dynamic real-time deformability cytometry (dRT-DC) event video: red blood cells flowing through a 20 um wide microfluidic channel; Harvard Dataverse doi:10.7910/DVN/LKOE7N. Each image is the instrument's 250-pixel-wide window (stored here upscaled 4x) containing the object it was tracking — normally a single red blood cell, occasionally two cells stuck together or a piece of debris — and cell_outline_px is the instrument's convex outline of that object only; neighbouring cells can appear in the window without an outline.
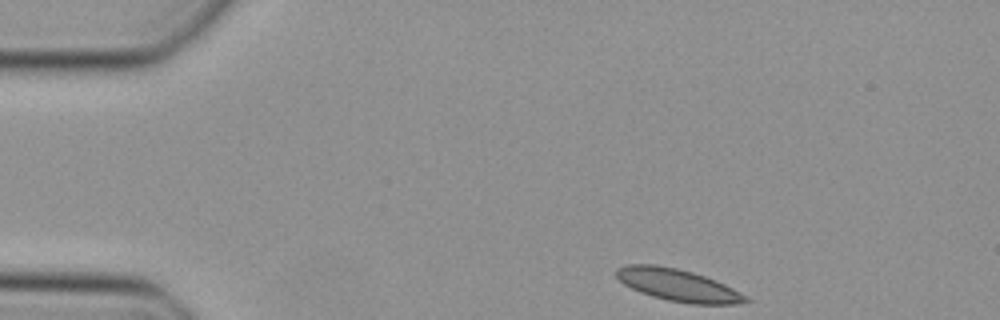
{"species": "Egyptian fruit bat (a non-hibernating species)", "species_latin": "Rousettus aegyptiacus", "temperature_condition": "cold", "stored_images_in_passage": 42, "camera_frame_rate_fps": 3000, "um_per_image_px": 0.085, "animal": {"sex": "female"}, "frame": {"image": 1, "passage_image": 1, "time_ms": 0.0, "image_size_px": [1000, 320], "cell_outline_px": [[752, 300], [736, 304], [688, 304], [668, 300], [652, 296], [640, 292], [624, 284], [616, 276], [616, 268], [628, 264], [656, 264], [676, 268], [692, 272], [716, 280], [748, 296]], "centroid_in_image_um": [57.63, 24.23], "position_along_channel_um": 27.4, "area_um2": 24.22}}
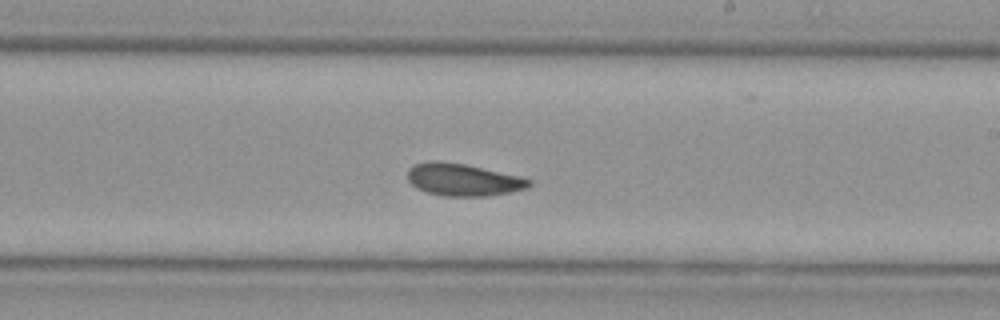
{"frame": {"image": 2, "passage_image": 22, "time_ms": 7.0, "image_size_px": [1000, 320], "cell_outline_px": [[532, 184], [528, 188], [488, 196], [444, 196], [428, 192], [416, 188], [408, 180], [408, 168], [412, 164], [428, 160], [436, 160], [464, 164], [520, 176], [532, 180]], "centroid_in_image_um": [39.34, 15.26], "position_along_channel_um": 249.7, "area_um2": 22.95}}
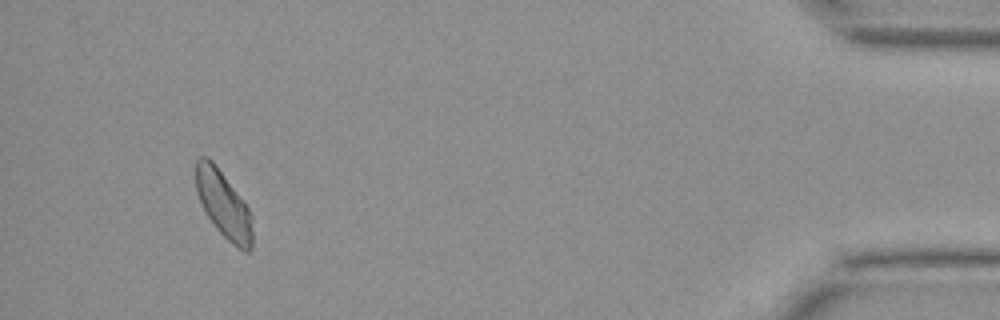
{"frame": {"image": 3, "passage_image": 39, "time_ms": 12.667, "image_size_px": [1000, 320], "cell_outline_px": [[252, 248], [248, 252], [244, 252], [232, 244], [216, 228], [208, 216], [196, 192], [196, 160], [200, 156], [208, 156], [216, 164], [244, 200], [252, 216]], "centroid_in_image_um": [19.02, 17.36], "position_along_channel_um": 416.2, "area_um2": 22.14}}